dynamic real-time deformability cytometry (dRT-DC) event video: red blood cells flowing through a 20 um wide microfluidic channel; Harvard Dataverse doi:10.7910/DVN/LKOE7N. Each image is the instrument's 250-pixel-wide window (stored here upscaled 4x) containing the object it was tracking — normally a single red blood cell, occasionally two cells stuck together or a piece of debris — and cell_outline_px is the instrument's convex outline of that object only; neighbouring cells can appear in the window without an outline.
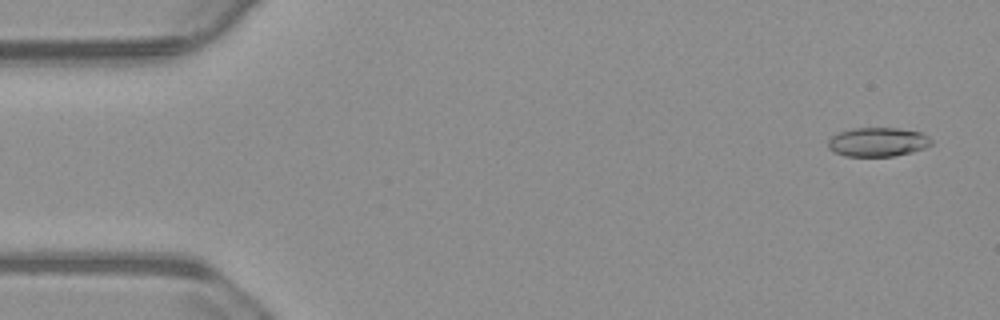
{"species": "common noctule bat (a hibernating species)", "species_latin": "Nyctalus noctula", "temperature_condition": "warm", "stored_images_in_passage": 56, "camera_frame_rate_fps": 3000, "um_per_image_px": 0.085, "animal": {"sex": "male", "body_mass_g": 23.1, "forearm_length_mm": 52.7}, "frame": {"image": 1, "passage_image": 3, "time_ms": 0.667, "image_size_px": [1000, 320], "cell_outline_px": [[932, 144], [924, 148], [912, 152], [892, 156], [844, 156], [828, 148], [828, 140], [832, 136], [840, 132], [852, 128], [896, 128], [920, 132], [928, 136], [932, 140]], "centroid_in_image_um": [74.61, 12.07], "position_along_channel_um": 10.4, "area_um2": 17.4}}
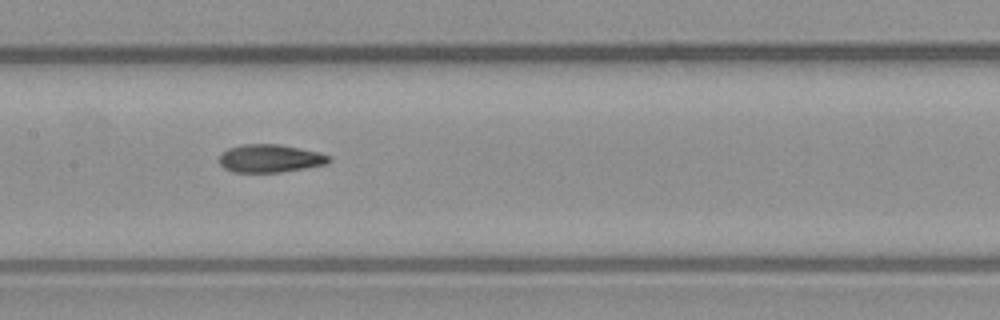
{"frame": {"image": 2, "passage_image": 27, "time_ms": 8.667, "image_size_px": [1000, 320], "cell_outline_px": [[332, 160], [328, 164], [280, 172], [232, 172], [224, 168], [220, 164], [220, 152], [228, 148], [244, 144], [280, 144], [320, 152], [332, 156]], "centroid_in_image_um": [22.98, 13.46], "position_along_channel_um": 184.4, "area_um2": 18.09}}
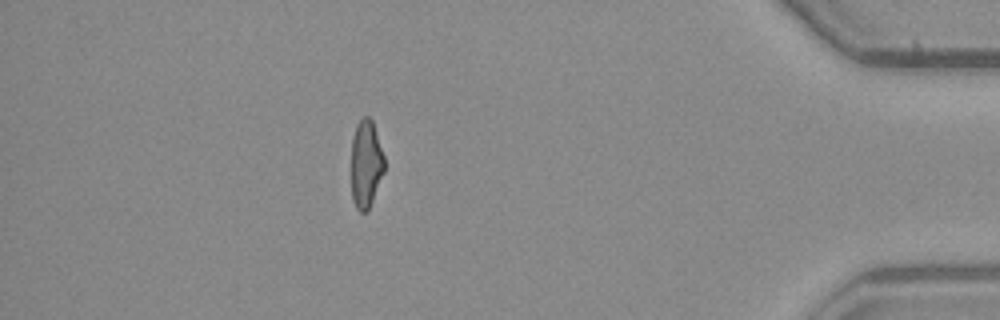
{"frame": {"image": 3, "passage_image": 49, "time_ms": 16.0, "image_size_px": [1000, 320], "cell_outline_px": [[384, 172], [368, 212], [360, 212], [356, 208], [352, 200], [352, 136], [356, 124], [364, 116], [368, 116], [372, 120], [384, 156]], "centroid_in_image_um": [31.1, 13.95], "position_along_channel_um": 404.1, "area_um2": 16.99}, "authors_computed_cell_mechanics": {"area_um2": 17.918, "velocity_mm_per_s": 3.7303, "shape_relaxation_time_tau1_ms": 6.0874, "shape_relaxation_time_tau2_ms": 2.2521, "deformation_change_tau1": 0.194, "deformation_change_tau2": 0.0974}}